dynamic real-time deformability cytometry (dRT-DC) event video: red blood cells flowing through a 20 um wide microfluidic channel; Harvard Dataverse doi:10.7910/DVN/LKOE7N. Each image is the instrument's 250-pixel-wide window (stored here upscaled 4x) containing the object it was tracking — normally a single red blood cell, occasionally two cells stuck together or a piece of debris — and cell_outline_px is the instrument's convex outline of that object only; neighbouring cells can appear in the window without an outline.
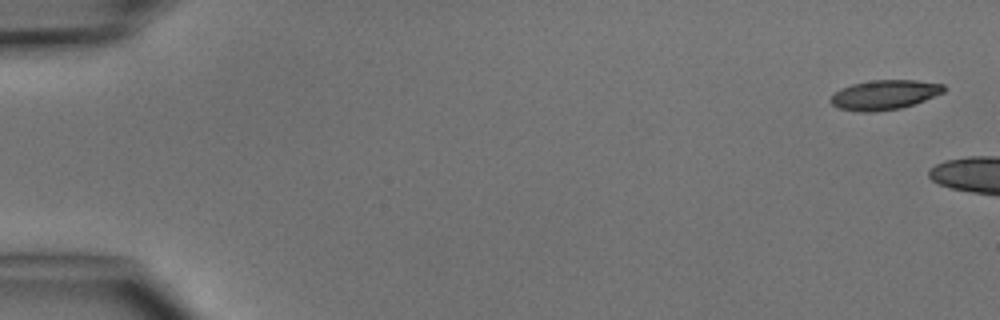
{"species": "common noctule bat (a hibernating species)", "species_latin": "Nyctalus noctula", "temperature_condition": "cold", "stored_images_in_passage": 6, "camera_frame_rate_fps": 3000, "um_per_image_px": 0.085, "animal": {"sex": "male", "body_mass_g": 15.6}, "frame": {"image": 1, "passage_image": 1, "time_ms": 0.0, "image_size_px": [1000, 320], "cell_outline_px": [[948, 88], [944, 92], [924, 100], [900, 108], [872, 112], [860, 112], [840, 108], [832, 104], [828, 100], [840, 88], [852, 84], [872, 80], [916, 80], [944, 84]], "centroid_in_image_um": [75.19, 8.05], "position_along_channel_um": 9.8, "area_um2": 19.48}}
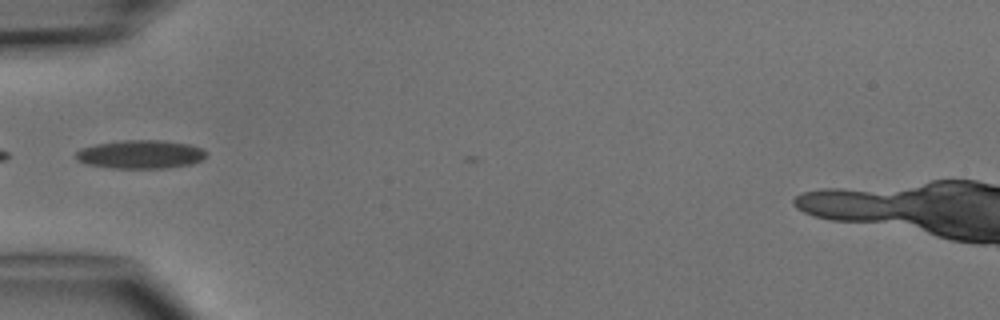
{"frame": {"image": 2, "passage_image": 6, "time_ms": 6.667, "image_size_px": [1000, 320], "cell_outline_px": [[208, 156], [192, 164], [168, 168], [112, 168], [88, 164], [76, 160], [76, 152], [80, 148], [96, 144], [120, 140], [160, 140], [188, 144], [200, 148], [208, 152]], "centroid_in_image_um": [11.95, 13.12], "position_along_channel_um": 73.0, "area_um2": 21.73}}